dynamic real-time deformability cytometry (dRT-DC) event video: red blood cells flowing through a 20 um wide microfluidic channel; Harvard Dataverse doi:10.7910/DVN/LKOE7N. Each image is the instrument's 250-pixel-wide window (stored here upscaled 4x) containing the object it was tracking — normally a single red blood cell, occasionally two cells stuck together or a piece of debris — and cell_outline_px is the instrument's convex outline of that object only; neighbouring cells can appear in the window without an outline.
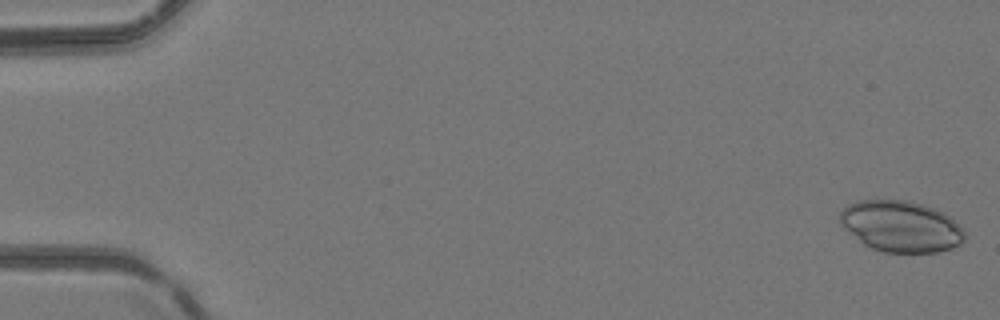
{"species": "common noctule bat (a hibernating species)", "species_latin": "Nyctalus noctula", "temperature_condition": "room temperature", "stored_images_in_passage": 5, "camera_frame_rate_fps": 3000, "um_per_image_px": 0.085, "animal": {"sex": "female", "body_mass_g": 24.6, "forearm_length_mm": 56.2}, "frame": {"image": 1, "passage_image": 1, "time_ms": 0.0, "image_size_px": [1000, 320], "cell_outline_px": [[964, 240], [960, 244], [952, 248], [936, 252], [884, 252], [872, 248], [864, 244], [840, 224], [840, 212], [848, 204], [856, 200], [908, 200], [932, 208], [948, 216], [964, 228]], "centroid_in_image_um": [76.57, 19.24], "position_along_channel_um": 8.4, "area_um2": 36.88}}